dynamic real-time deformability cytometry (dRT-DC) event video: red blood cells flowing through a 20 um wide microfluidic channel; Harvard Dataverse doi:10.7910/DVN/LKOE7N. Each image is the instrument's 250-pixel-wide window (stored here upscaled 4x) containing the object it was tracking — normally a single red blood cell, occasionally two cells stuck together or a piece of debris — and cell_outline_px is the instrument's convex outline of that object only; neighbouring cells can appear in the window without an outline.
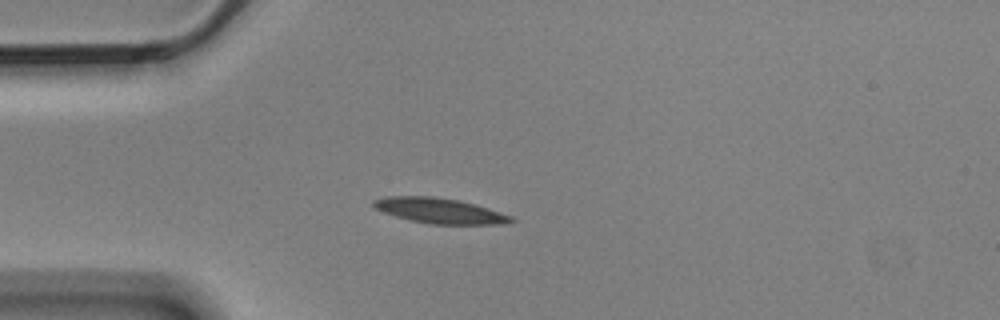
{"species": "Egyptian fruit bat (a non-hibernating species)", "species_latin": "Rousettus aegyptiacus", "temperature_condition": "cold", "stored_images_in_passage": 3, "camera_frame_rate_fps": 3000, "um_per_image_px": 0.085, "animal": {"sex": "male"}, "frame": {"image": 1, "passage_image": 3, "time_ms": 0.667, "image_size_px": [1000, 320], "cell_outline_px": [[516, 220], [504, 224], [428, 224], [396, 216], [372, 208], [372, 200], [388, 196], [432, 196], [456, 200], [472, 204], [512, 216]], "centroid_in_image_um": [37.31, 17.91], "position_along_channel_um": 47.7, "area_um2": 20.0}}